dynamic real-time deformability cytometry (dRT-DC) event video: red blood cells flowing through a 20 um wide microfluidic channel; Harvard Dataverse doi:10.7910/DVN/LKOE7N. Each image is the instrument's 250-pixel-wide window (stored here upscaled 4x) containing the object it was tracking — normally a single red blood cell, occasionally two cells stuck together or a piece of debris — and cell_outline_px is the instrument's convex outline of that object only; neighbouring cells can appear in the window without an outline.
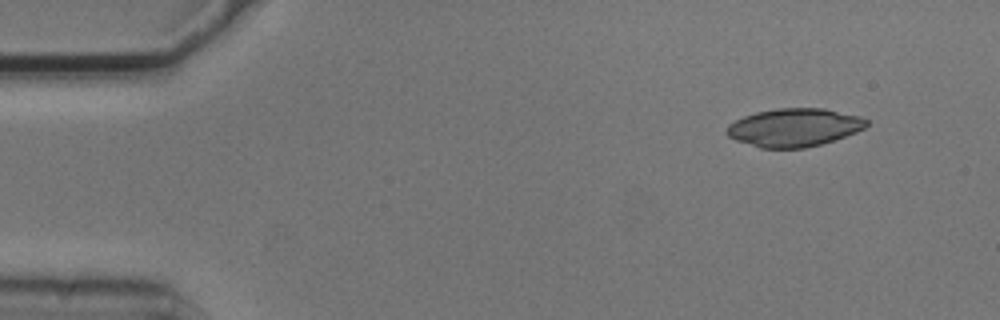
{"species": "common noctule bat (a hibernating species)", "species_latin": "Nyctalus noctula", "temperature_condition": "cold", "stored_images_in_passage": 4, "camera_frame_rate_fps": 3000, "um_per_image_px": 0.085, "animal": {"sex": "male", "body_mass_g": 20.5, "forearm_length_mm": 52.5}, "frame": {"image": 1, "passage_image": 1, "time_ms": 0.0, "image_size_px": [1000, 320], "cell_outline_px": [[868, 124], [864, 128], [856, 132], [820, 144], [804, 148], [760, 148], [736, 140], [728, 136], [724, 132], [728, 124], [744, 116], [756, 112], [776, 108], [824, 108], [860, 116], [868, 120]], "centroid_in_image_um": [67.48, 10.83], "position_along_channel_um": 17.5, "area_um2": 31.04}}